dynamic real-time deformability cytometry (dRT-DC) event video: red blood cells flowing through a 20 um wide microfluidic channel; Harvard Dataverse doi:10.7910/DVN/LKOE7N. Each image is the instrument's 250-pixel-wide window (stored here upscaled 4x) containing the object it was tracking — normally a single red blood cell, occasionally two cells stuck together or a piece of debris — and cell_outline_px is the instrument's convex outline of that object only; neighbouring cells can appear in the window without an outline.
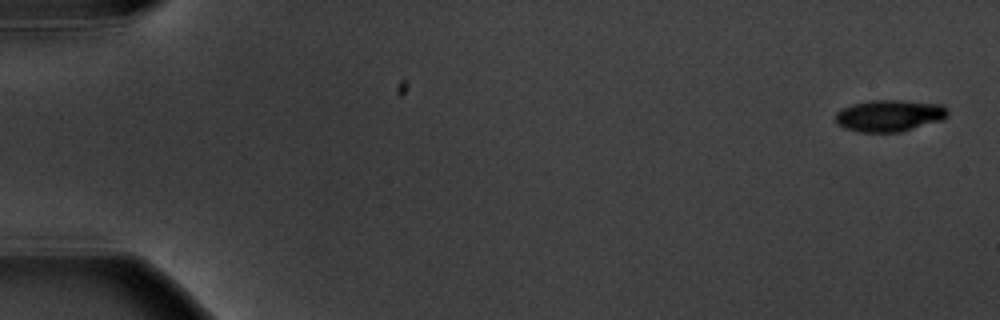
{"species": "common noctule bat (a hibernating species)", "species_latin": "Nyctalus noctula", "temperature_condition": "warm", "stored_images_in_passage": 8, "camera_frame_rate_fps": 3000, "um_per_image_px": 0.085, "animal": {"sex": "male", "body_mass_g": 20.1, "forearm_length_mm": 53.5}, "frame": {"image": 1, "passage_image": 1, "time_ms": 0.0, "image_size_px": [1000, 320], "cell_outline_px": [[948, 116], [944, 120], [900, 132], [860, 132], [844, 128], [836, 124], [836, 112], [840, 108], [852, 104], [872, 100], [900, 100], [944, 104], [948, 108]], "centroid_in_image_um": [75.62, 9.82], "position_along_channel_um": 9.4, "area_um2": 21.1}}
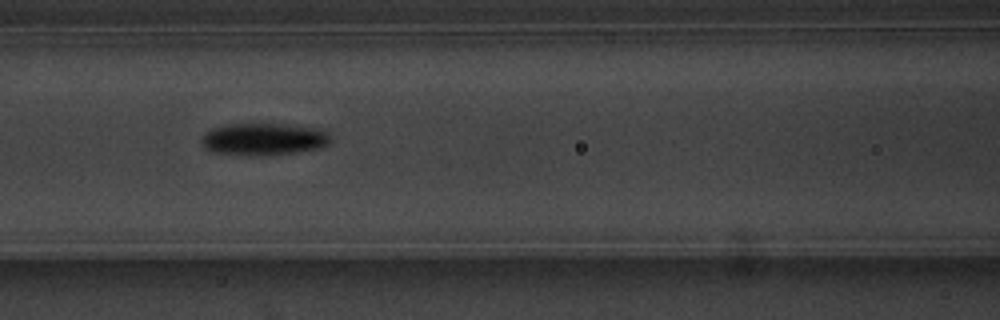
{"frame": {"image": 2, "passage_image": 8, "time_ms": 8.0, "image_size_px": [1000, 320], "cell_outline_px": [[332, 140], [328, 144], [320, 148], [296, 152], [248, 156], [212, 152], [204, 148], [200, 140], [212, 128], [228, 124], [284, 124], [324, 128], [328, 132]], "centroid_in_image_um": [22.46, 11.82], "position_along_channel_um": 144.1, "area_um2": 24.39}}